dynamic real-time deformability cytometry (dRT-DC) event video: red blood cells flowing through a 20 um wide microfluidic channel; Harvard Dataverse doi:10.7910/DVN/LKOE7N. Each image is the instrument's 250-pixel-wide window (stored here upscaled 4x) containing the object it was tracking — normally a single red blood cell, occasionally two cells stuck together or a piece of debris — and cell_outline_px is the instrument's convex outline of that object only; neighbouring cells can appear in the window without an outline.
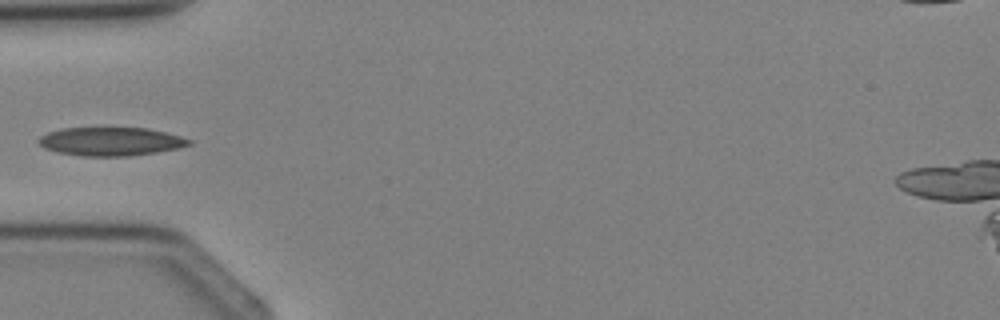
{"species": "Egyptian fruit bat (a non-hibernating species)", "species_latin": "Rousettus aegyptiacus", "temperature_condition": "cold", "stored_images_in_passage": 4, "camera_frame_rate_fps": 3000, "um_per_image_px": 0.085, "animal": {"sex": "female"}, "frame": {"image": 1, "passage_image": 4, "time_ms": 3.333, "image_size_px": [1000, 320], "cell_outline_px": [[192, 144], [180, 148], [156, 152], [128, 156], [80, 156], [56, 152], [44, 148], [36, 140], [40, 136], [48, 132], [60, 128], [100, 124], [104, 124], [148, 128], [180, 136], [192, 140]], "centroid_in_image_um": [9.36, 11.96], "position_along_channel_um": 75.6, "area_um2": 26.41}}